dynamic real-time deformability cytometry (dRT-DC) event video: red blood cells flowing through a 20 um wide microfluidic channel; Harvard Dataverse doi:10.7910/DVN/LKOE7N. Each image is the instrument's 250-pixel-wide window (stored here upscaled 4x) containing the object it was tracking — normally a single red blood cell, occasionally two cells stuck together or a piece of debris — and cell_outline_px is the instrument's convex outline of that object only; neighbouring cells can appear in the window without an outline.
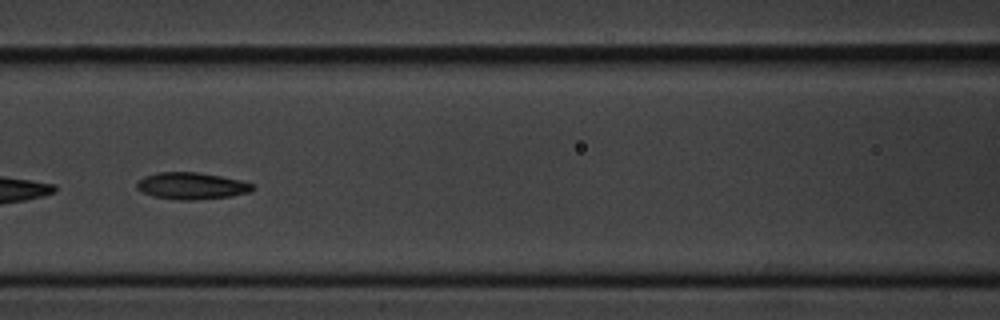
{"species": "common noctule bat (a hibernating species)", "species_latin": "Nyctalus noctula", "temperature_condition": "cold", "stored_images_in_passage": 7, "camera_frame_rate_fps": 3000, "um_per_image_px": 0.085, "animal": {"sex": "male", "body_mass_g": 20.1, "forearm_length_mm": 53.5}, "frame": {"image": 1, "passage_image": 6, "time_ms": 6.0, "image_size_px": [1000, 320], "cell_outline_px": [[256, 188], [248, 192], [228, 196], [192, 200], [180, 200], [152, 196], [136, 188], [136, 184], [144, 176], [156, 172], [196, 172], [220, 176], [240, 180], [256, 184]], "centroid_in_image_um": [16.29, 15.79], "position_along_channel_um": 150.3, "area_um2": 17.98}}
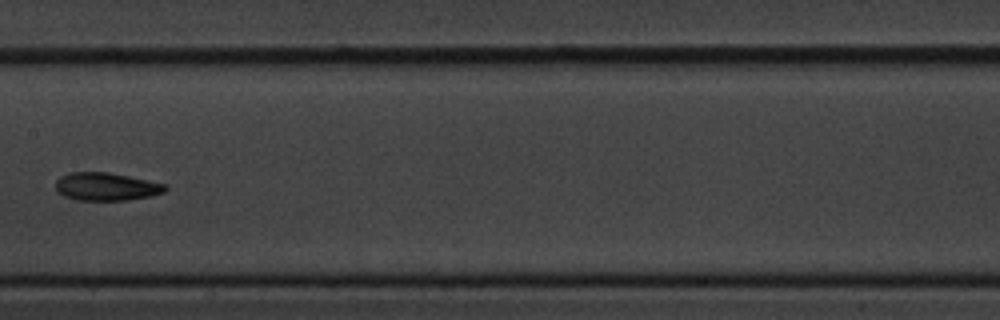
{"frame": {"image": 2, "passage_image": 7, "time_ms": 7.333, "image_size_px": [1000, 320], "cell_outline_px": [[168, 188], [164, 192], [152, 196], [128, 200], [76, 200], [64, 196], [56, 192], [56, 180], [60, 176], [68, 172], [108, 172], [168, 184]], "centroid_in_image_um": [9.03, 15.86], "position_along_channel_um": 198.4, "area_um2": 18.09}}